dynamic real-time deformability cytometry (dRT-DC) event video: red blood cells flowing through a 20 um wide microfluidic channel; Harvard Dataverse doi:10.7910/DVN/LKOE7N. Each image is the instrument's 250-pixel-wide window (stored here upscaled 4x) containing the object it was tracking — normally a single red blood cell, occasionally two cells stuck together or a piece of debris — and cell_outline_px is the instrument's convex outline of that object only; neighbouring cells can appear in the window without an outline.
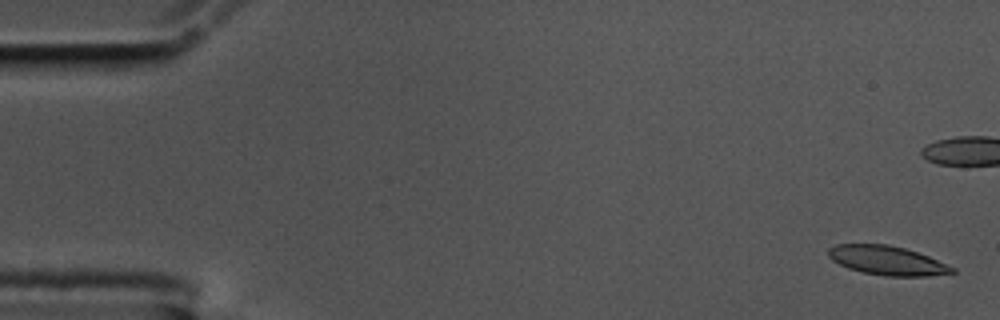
{"species": "common noctule bat (a hibernating species)", "species_latin": "Nyctalus noctula", "temperature_condition": "cold", "stored_images_in_passage": 59, "camera_frame_rate_fps": 3000, "um_per_image_px": 0.085, "animal": {"sex": "male", "body_mass_g": 17.5, "forearm_length_mm": 52.3}, "frame": {"image": 1, "passage_image": 2, "time_ms": 0.333, "image_size_px": [1000, 320], "cell_outline_px": [[956, 272], [928, 276], [884, 276], [864, 272], [848, 268], [832, 260], [828, 256], [828, 248], [836, 244], [888, 244], [904, 248], [928, 256], [956, 268]], "centroid_in_image_um": [75.4, 22.14], "position_along_channel_um": 9.6, "area_um2": 20.92}}
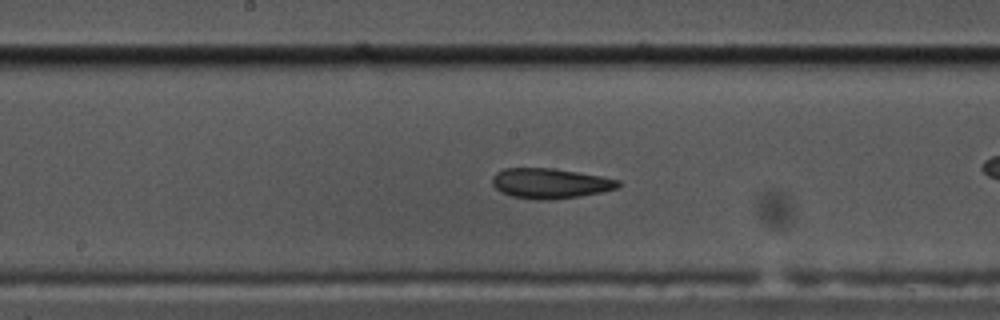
{"frame": {"image": 2, "passage_image": 30, "time_ms": 9.667, "image_size_px": [1000, 320], "cell_outline_px": [[620, 184], [616, 188], [600, 192], [580, 196], [552, 200], [536, 200], [512, 196], [500, 192], [492, 184], [492, 176], [496, 172], [504, 168], [556, 168], [600, 176], [620, 180]], "centroid_in_image_um": [46.72, 15.58], "position_along_channel_um": 201.5, "area_um2": 22.2}}
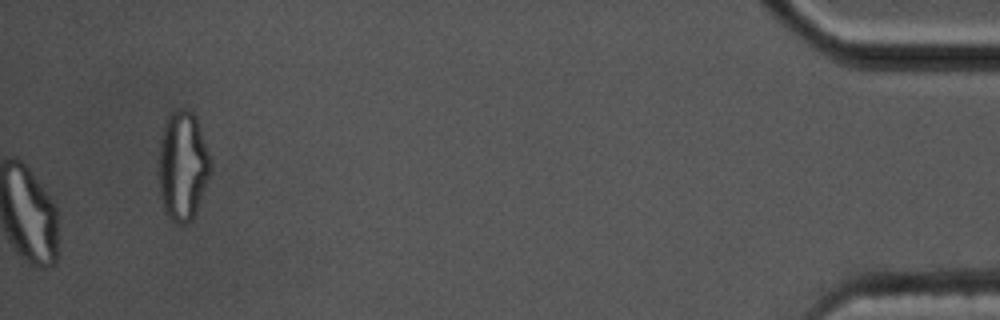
{"frame": {"image": 3, "passage_image": 59, "time_ms": 19.333, "image_size_px": [1000, 320], "cell_outline_px": [[212, 168], [192, 220], [184, 224], [176, 224], [164, 212], [160, 196], [156, 172], [160, 140], [164, 120], [176, 108], [188, 108], [196, 116], [212, 160]], "centroid_in_image_um": [15.49, 14.06], "position_along_channel_um": 419.7, "area_um2": 33.99}, "authors_computed_cell_mechanics": {"area_um2": 22.1952, "velocity_mm_per_s": 3.4639, "shape_relaxation_time_tau1_ms": 4.2586, "shape_relaxation_time_tau2_ms": 3.1198, "deformation_change_tau1": 0.154, "deformation_change_tau2": 0.1086}}